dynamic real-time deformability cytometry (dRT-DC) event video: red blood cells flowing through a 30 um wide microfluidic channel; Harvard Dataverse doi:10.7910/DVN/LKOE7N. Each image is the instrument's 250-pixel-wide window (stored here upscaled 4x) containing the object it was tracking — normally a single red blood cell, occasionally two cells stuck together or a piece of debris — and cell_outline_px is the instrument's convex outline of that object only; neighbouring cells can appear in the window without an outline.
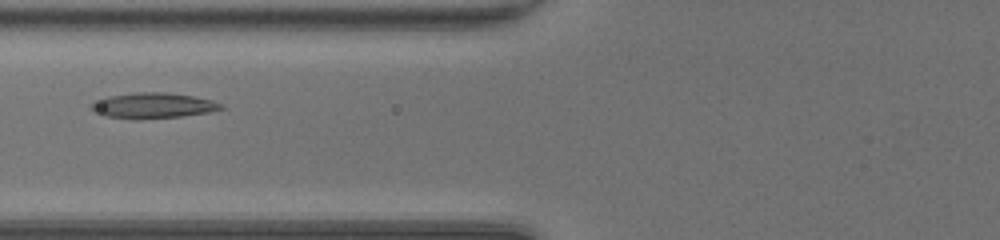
{"species": "common noctule bat (a hibernating species)", "species_latin": "Nyctalus noctula", "temperature_condition": "room temperature", "stored_images_in_passage": 39, "camera_frame_rate_fps": 3000, "um_per_image_px": 0.085, "animal": {"sex": "female", "body_mass_g": 20.0, "forearm_length_mm": 54.0}, "frame": {"image": 1, "passage_image": 11, "time_ms": 3.333, "image_size_px": [1000, 240], "cell_outline_px": [[228, 108], [212, 112], [184, 116], [136, 120], [132, 120], [104, 116], [92, 112], [88, 108], [88, 104], [108, 96], [136, 92], [164, 92], [192, 96], [212, 100], [224, 104]], "centroid_in_image_um": [13.0, 8.99], "position_along_channel_um": 112.8, "area_um2": 19.94}}
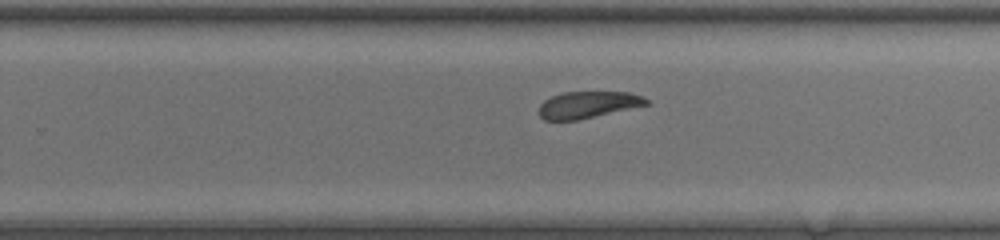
{"frame": {"image": 2, "passage_image": 23, "time_ms": 7.333, "image_size_px": [1000, 240], "cell_outline_px": [[652, 104], [576, 120], [544, 120], [540, 116], [540, 104], [544, 100], [560, 92], [628, 92], [644, 96]], "centroid_in_image_um": [50.01, 8.89], "position_along_channel_um": 279.8, "area_um2": 16.76}}
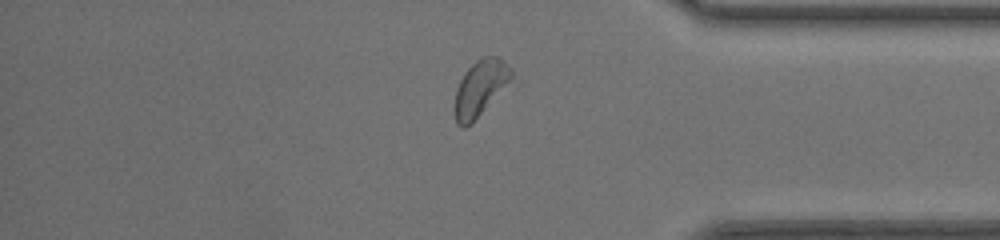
{"frame": {"image": 3, "passage_image": 32, "time_ms": 10.333, "image_size_px": [1000, 240], "cell_outline_px": [[512, 76], [480, 112], [464, 128], [460, 128], [456, 124], [452, 108], [456, 88], [464, 72], [476, 60], [484, 56], [496, 56], [512, 72]], "centroid_in_image_um": [40.68, 7.49], "position_along_channel_um": 394.5, "area_um2": 17.51}, "authors_computed_cell_mechanics": {"area_um2": 18.3226, "velocity_mm_per_s": 4.183, "shape_relaxation_time_tau1_ms": 2.9729, "shape_relaxation_time_tau2_ms": 4.8273, "deformation_change_tau1": 0.1044, "deformation_change_tau2": 0.1534}}